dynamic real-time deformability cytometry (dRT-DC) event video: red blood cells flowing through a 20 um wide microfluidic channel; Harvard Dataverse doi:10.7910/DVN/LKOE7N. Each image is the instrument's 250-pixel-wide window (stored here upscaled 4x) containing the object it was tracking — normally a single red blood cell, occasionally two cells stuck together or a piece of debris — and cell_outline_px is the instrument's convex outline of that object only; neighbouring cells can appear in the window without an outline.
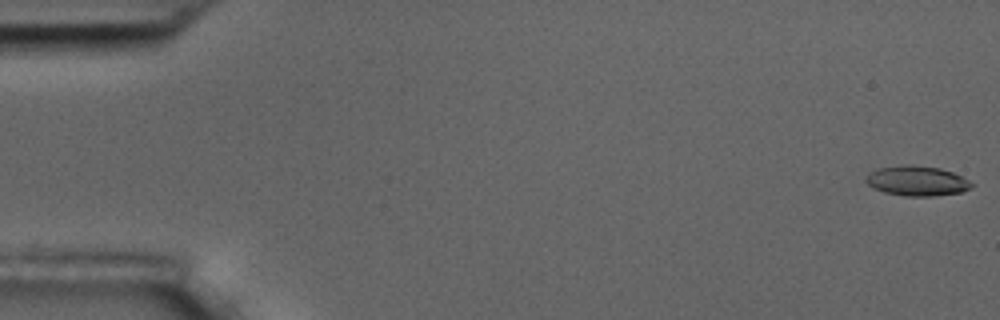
{"species": "common noctule bat (a hibernating species)", "species_latin": "Nyctalus noctula", "temperature_condition": "room temperature", "stored_images_in_passage": 5, "camera_frame_rate_fps": 3000, "um_per_image_px": 0.085, "animal": {"sex": "male", "body_mass_g": 17.5, "forearm_length_mm": 52.3}, "frame": {"image": 1, "passage_image": 1, "time_ms": 0.0, "image_size_px": [1000, 320], "cell_outline_px": [[976, 184], [972, 188], [960, 192], [932, 196], [904, 196], [884, 192], [868, 184], [864, 180], [868, 172], [880, 168], [908, 164], [940, 168], [952, 172]], "centroid_in_image_um": [77.95, 15.37], "position_along_channel_um": 7.0, "area_um2": 18.38}}